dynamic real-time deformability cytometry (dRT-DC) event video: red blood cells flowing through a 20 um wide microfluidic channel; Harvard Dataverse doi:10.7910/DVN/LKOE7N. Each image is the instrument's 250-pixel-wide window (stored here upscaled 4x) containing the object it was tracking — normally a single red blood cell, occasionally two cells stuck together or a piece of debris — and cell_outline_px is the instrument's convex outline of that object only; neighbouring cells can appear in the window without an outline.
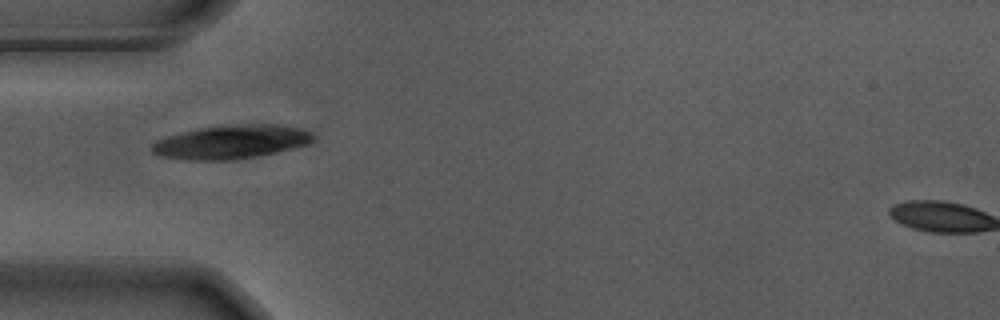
{"species": "Egyptian fruit bat (a non-hibernating species)", "species_latin": "Rousettus aegyptiacus", "temperature_condition": "warm", "stored_images_in_passage": 7, "camera_frame_rate_fps": 3000, "um_per_image_px": 0.085, "animal": {"sex": "male"}, "frame": {"image": 1, "passage_image": 1, "time_ms": 0.0, "image_size_px": [1000, 320], "cell_outline_px": [[316, 136], [308, 144], [276, 152], [236, 160], [188, 160], [160, 156], [152, 152], [152, 144], [156, 140], [168, 136], [200, 128], [236, 124], [280, 124], [300, 128], [312, 132]], "centroid_in_image_um": [19.69, 12.06], "position_along_channel_um": 65.3, "area_um2": 31.62}}
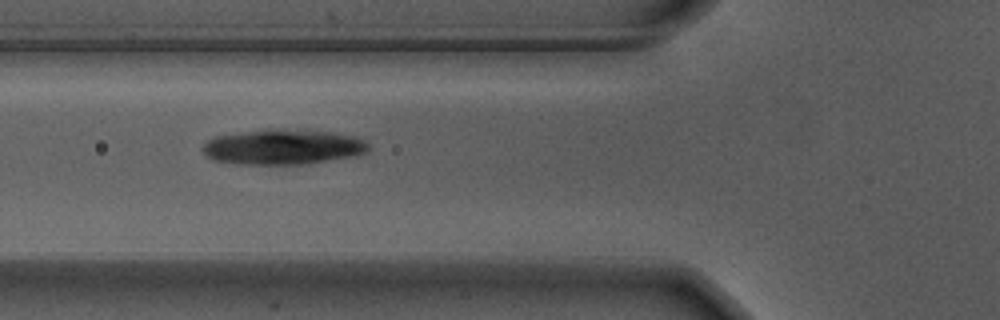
{"frame": {"image": 2, "passage_image": 4, "time_ms": 1.0, "image_size_px": [1000, 320], "cell_outline_px": [[368, 152], [356, 156], [304, 164], [240, 164], [212, 160], [204, 152], [204, 144], [208, 140], [216, 136], [268, 128], [276, 128], [328, 132], [356, 136], [364, 140], [368, 144]], "centroid_in_image_um": [24.08, 12.49], "position_along_channel_um": 101.7, "area_um2": 33.99}}
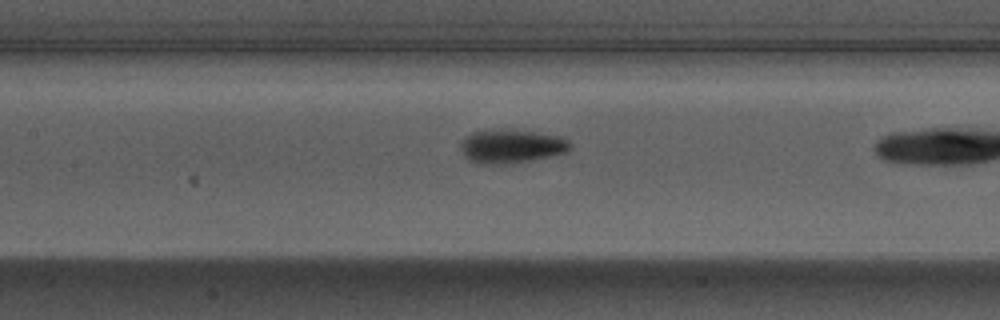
{"frame": {"image": 3, "passage_image": 6, "time_ms": 1.667, "image_size_px": [1000, 320], "cell_outline_px": [[572, 148], [568, 152], [512, 164], [480, 164], [468, 160], [464, 156], [460, 148], [460, 144], [464, 136], [472, 132], [492, 128], [508, 128], [564, 136], [572, 144]], "centroid_in_image_um": [43.46, 12.41], "position_along_channel_um": 163.9, "area_um2": 22.31}}